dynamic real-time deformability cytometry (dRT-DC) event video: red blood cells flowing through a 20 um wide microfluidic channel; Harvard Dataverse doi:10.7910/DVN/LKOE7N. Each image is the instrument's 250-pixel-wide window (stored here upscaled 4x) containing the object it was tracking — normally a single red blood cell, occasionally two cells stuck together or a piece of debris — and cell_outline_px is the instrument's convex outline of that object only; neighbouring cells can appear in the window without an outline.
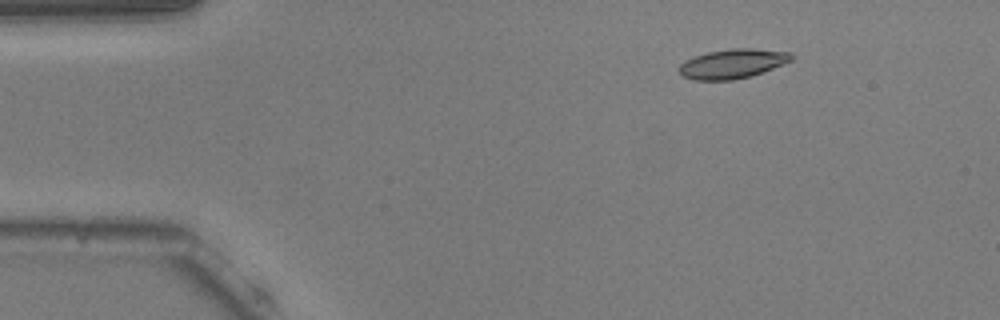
{"species": "common noctule bat (a hibernating species)", "species_latin": "Nyctalus noctula", "temperature_condition": "warm", "stored_images_in_passage": 47, "camera_frame_rate_fps": 3000, "um_per_image_px": 0.085, "animal": {"sex": "male", "body_mass_g": 20.5, "forearm_length_mm": 52.5}, "frame": {"image": 1, "passage_image": 1, "time_ms": 0.0, "image_size_px": [1000, 320], "cell_outline_px": [[796, 56], [792, 60], [752, 76], [732, 80], [692, 80], [684, 76], [680, 72], [680, 64], [684, 60], [708, 52], [732, 48], [752, 48], [792, 52]], "centroid_in_image_um": [62.3, 5.41], "position_along_channel_um": 22.7, "area_um2": 19.25}}
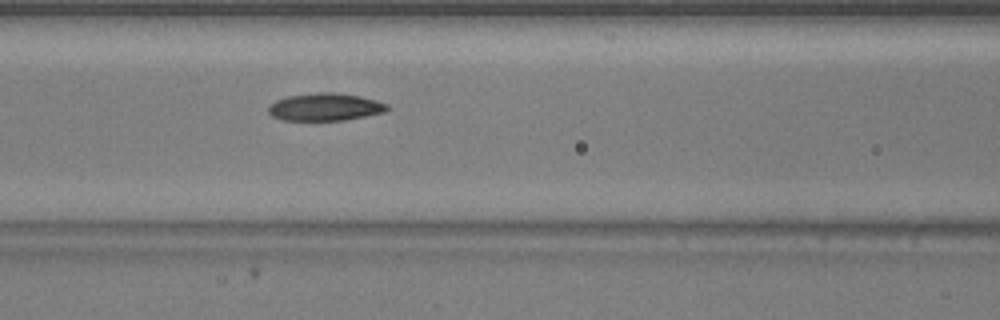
{"frame": {"image": 2, "passage_image": 16, "time_ms": 5.0, "image_size_px": [1000, 320], "cell_outline_px": [[392, 108], [384, 112], [344, 120], [284, 120], [272, 116], [268, 112], [268, 104], [276, 100], [288, 96], [316, 92], [332, 92], [360, 96], [376, 100], [388, 104]], "centroid_in_image_um": [27.63, 9.08], "position_along_channel_um": 139.0, "area_um2": 19.13}}
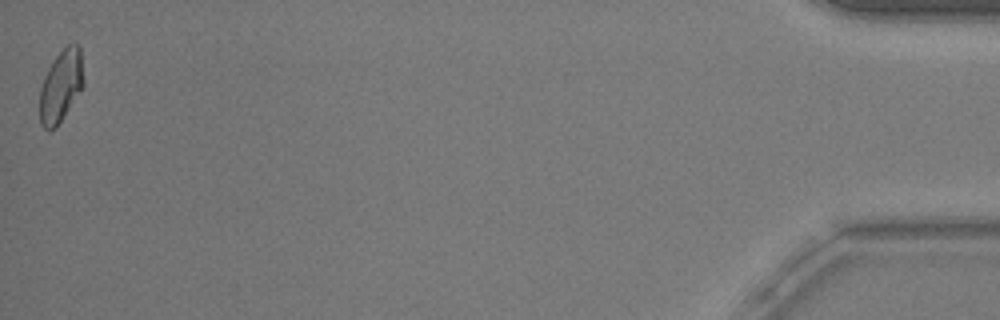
{"frame": {"image": 3, "passage_image": 47, "time_ms": 15.333, "image_size_px": [1000, 320], "cell_outline_px": [[84, 84], [56, 128], [44, 128], [40, 124], [40, 88], [44, 76], [52, 60], [68, 44], [76, 44], [80, 48], [84, 80]], "centroid_in_image_um": [5.17, 7.29], "position_along_channel_um": 430.0, "area_um2": 18.15}, "authors_computed_cell_mechanics": {"area_um2": 19.1318, "velocity_mm_per_s": 3.779, "shape_relaxation_time_tau1_ms": 4.8536, "shape_relaxation_time_tau2_ms": 4.1953, "deformation_change_tau1": 0.1522, "deformation_change_tau2": 0.0817}}